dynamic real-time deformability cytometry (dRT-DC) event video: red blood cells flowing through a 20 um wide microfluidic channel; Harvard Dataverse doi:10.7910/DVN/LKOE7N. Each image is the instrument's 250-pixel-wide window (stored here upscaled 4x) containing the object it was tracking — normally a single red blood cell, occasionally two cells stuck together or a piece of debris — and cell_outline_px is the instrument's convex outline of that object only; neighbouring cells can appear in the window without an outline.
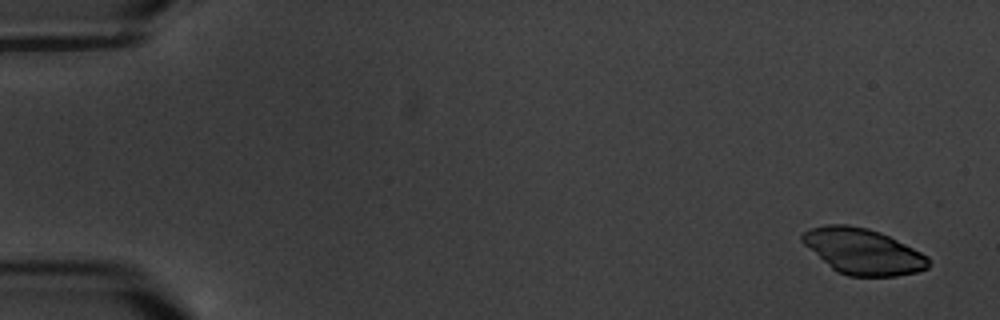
{"species": "common noctule bat (a hibernating species)", "species_latin": "Nyctalus noctula", "temperature_condition": "warm", "stored_images_in_passage": 4, "camera_frame_rate_fps": 3000, "um_per_image_px": 0.085, "animal": {"sex": "male", "body_mass_g": 20.1, "forearm_length_mm": 53.5}, "frame": {"image": 1, "passage_image": 1, "time_ms": 0.0, "image_size_px": [1000, 320], "cell_outline_px": [[928, 268], [916, 272], [896, 276], [848, 276], [836, 272], [804, 244], [800, 240], [800, 236], [804, 232], [812, 228], [824, 224], [848, 224], [868, 228], [880, 232], [928, 256]], "centroid_in_image_um": [73.32, 21.36], "position_along_channel_um": 11.7, "area_um2": 33.41}}